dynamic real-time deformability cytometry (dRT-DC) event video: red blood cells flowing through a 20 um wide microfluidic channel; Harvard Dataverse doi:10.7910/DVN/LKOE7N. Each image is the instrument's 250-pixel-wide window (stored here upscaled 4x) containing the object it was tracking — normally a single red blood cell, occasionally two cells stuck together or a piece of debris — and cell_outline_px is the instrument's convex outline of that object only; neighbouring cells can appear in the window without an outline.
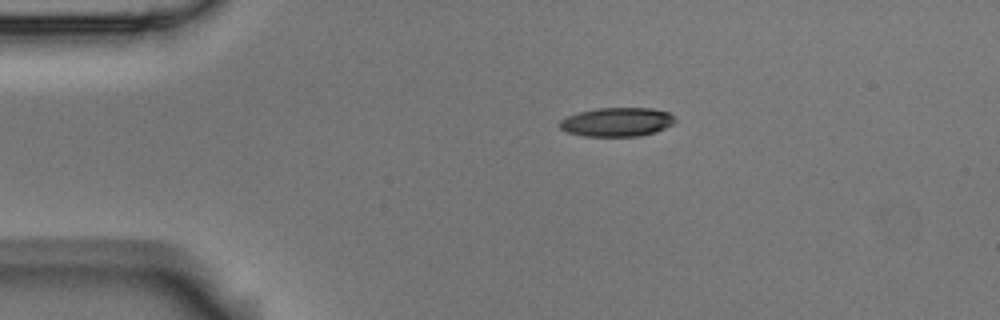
{"species": "Egyptian fruit bat (a non-hibernating species)", "species_latin": "Rousettus aegyptiacus", "temperature_condition": "room temperature", "stored_images_in_passage": 2, "camera_frame_rate_fps": 3000, "um_per_image_px": 0.085, "animal": {"sex": "male"}, "frame": {"image": 1, "passage_image": 1, "time_ms": 0.0, "image_size_px": [1000, 320], "cell_outline_px": [[676, 120], [672, 124], [656, 132], [640, 136], [584, 136], [568, 132], [560, 128], [560, 120], [568, 116], [580, 112], [600, 108], [652, 108], [668, 112]], "centroid_in_image_um": [52.46, 10.37], "position_along_channel_um": 32.5, "area_um2": 19.25}}